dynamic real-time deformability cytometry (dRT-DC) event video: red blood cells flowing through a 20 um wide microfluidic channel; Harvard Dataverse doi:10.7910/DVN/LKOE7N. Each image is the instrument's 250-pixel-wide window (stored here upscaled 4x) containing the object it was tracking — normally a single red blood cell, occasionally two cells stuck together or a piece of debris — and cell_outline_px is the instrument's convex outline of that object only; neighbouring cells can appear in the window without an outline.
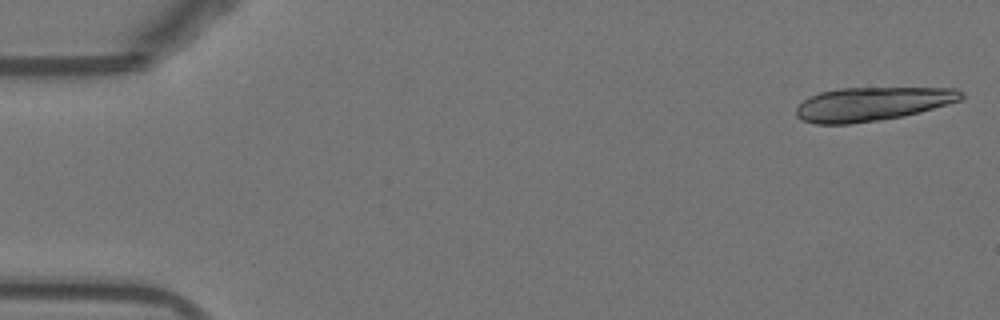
{"species": "Egyptian fruit bat (a non-hibernating species)", "species_latin": "Rousettus aegyptiacus", "temperature_condition": "warm", "stored_images_in_passage": 7, "camera_frame_rate_fps": 3000, "um_per_image_px": 0.085, "animal": {"sex": "female"}, "frame": {"image": 1, "passage_image": 1, "time_ms": 0.0, "image_size_px": [1000, 320], "cell_outline_px": [[964, 96], [960, 100], [948, 104], [904, 116], [880, 120], [848, 124], [816, 124], [800, 120], [796, 116], [796, 108], [808, 96], [820, 92], [840, 88], [956, 88], [964, 92]], "centroid_in_image_um": [74.11, 8.84], "position_along_channel_um": 10.9, "area_um2": 32.54}}